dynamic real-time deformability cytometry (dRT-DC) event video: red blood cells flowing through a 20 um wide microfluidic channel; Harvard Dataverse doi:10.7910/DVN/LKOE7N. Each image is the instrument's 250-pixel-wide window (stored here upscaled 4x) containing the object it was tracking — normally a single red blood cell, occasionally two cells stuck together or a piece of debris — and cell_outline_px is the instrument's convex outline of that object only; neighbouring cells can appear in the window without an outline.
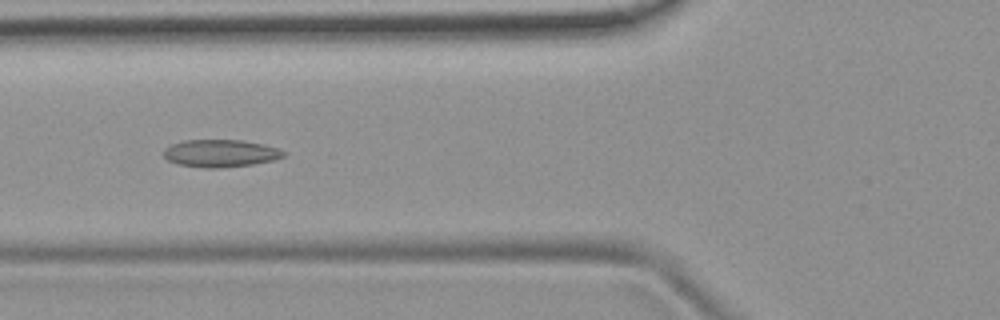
{"species": "common noctule bat (a hibernating species)", "species_latin": "Nyctalus noctula", "temperature_condition": "room temperature", "stored_images_in_passage": 53, "camera_frame_rate_fps": 3000, "um_per_image_px": 0.085, "animal": {"sex": "female", "body_mass_g": 19.9}, "frame": {"image": 1, "passage_image": 20, "time_ms": 6.333, "image_size_px": [1000, 320], "cell_outline_px": [[288, 152], [284, 156], [272, 160], [252, 164], [220, 168], [204, 168], [176, 164], [168, 160], [164, 156], [164, 148], [172, 144], [184, 140], [244, 140], [264, 144]], "centroid_in_image_um": [18.73, 13.03], "position_along_channel_um": 107.1, "area_um2": 19.25}}
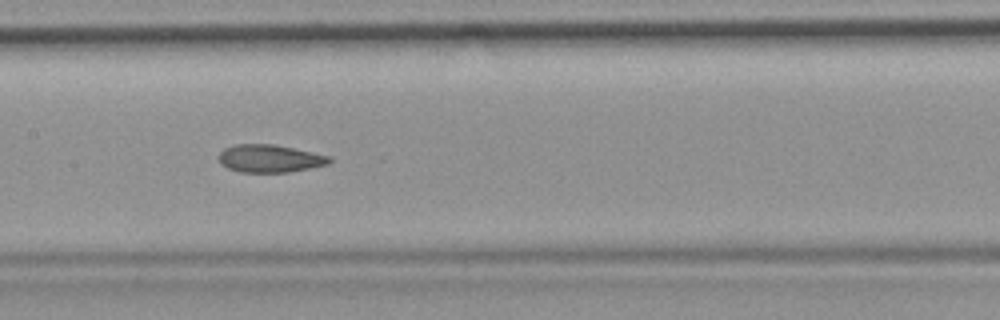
{"frame": {"image": 2, "passage_image": 26, "time_ms": 8.333, "image_size_px": [1000, 320], "cell_outline_px": [[332, 160], [328, 164], [288, 172], [240, 172], [228, 168], [220, 164], [220, 152], [224, 148], [236, 144], [272, 144], [332, 156]], "centroid_in_image_um": [22.93, 13.47], "position_along_channel_um": 184.5, "area_um2": 17.74}}
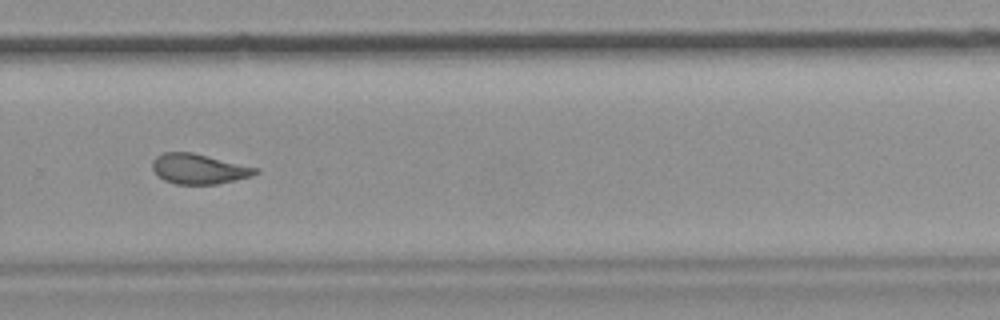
{"frame": {"image": 3, "passage_image": 36, "time_ms": 11.667, "image_size_px": [1000, 320], "cell_outline_px": [[260, 172], [252, 176], [220, 184], [176, 184], [164, 180], [152, 168], [152, 160], [156, 156], [164, 152], [192, 152], [260, 168]], "centroid_in_image_um": [16.94, 14.35], "position_along_channel_um": 312.9, "area_um2": 18.21}, "authors_computed_cell_mechanics": {"area_um2": 19.074, "velocity_mm_per_s": 3.8679, "shape_relaxation_time_tau1_ms": null, "shape_relaxation_time_tau2_ms": 2.5899, "deformation_change_tau1": null, "deformation_change_tau2": 0.0848}}